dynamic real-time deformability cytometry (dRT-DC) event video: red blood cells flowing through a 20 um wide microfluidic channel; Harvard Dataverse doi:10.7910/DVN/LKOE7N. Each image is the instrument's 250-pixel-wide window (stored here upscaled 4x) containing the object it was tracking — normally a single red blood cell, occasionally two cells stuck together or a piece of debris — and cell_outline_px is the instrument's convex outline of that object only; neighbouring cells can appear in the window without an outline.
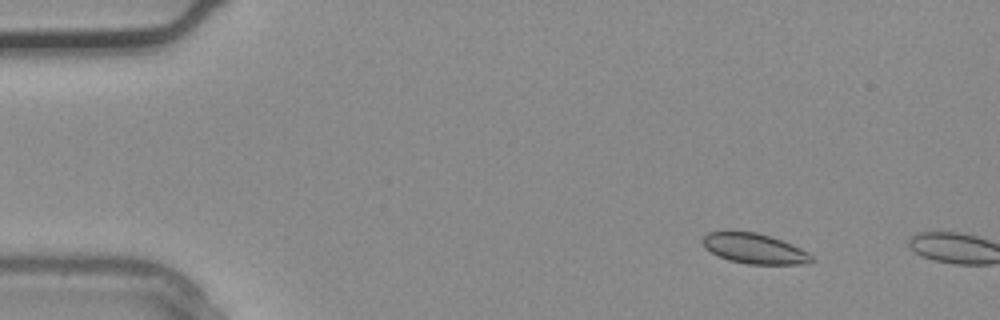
{"species": "common noctule bat (a hibernating species)", "species_latin": "Nyctalus noctula", "temperature_condition": "warm", "stored_images_in_passage": 2, "camera_frame_rate_fps": 3000, "um_per_image_px": 0.085, "animal": {"sex": "male", "body_mass_g": 20.4}, "frame": {"image": 1, "passage_image": 1, "time_ms": 0.0, "image_size_px": [1000, 320], "cell_outline_px": [[816, 260], [808, 264], [748, 264], [728, 260], [704, 248], [700, 240], [708, 232], [756, 232], [772, 236], [792, 244], [808, 252]], "centroid_in_image_um": [64.15, 21.14], "position_along_channel_um": 20.8, "area_um2": 19.25}}